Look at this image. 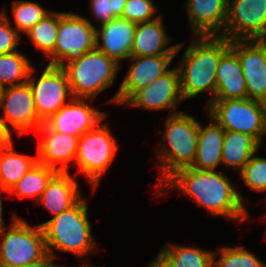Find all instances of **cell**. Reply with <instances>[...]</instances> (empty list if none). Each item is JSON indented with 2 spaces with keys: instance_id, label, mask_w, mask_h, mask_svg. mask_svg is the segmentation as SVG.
<instances>
[{
  "instance_id": "obj_5",
  "label": "cell",
  "mask_w": 266,
  "mask_h": 267,
  "mask_svg": "<svg viewBox=\"0 0 266 267\" xmlns=\"http://www.w3.org/2000/svg\"><path fill=\"white\" fill-rule=\"evenodd\" d=\"M120 66L96 47L63 69L74 98L93 99L114 84Z\"/></svg>"
},
{
  "instance_id": "obj_23",
  "label": "cell",
  "mask_w": 266,
  "mask_h": 267,
  "mask_svg": "<svg viewBox=\"0 0 266 267\" xmlns=\"http://www.w3.org/2000/svg\"><path fill=\"white\" fill-rule=\"evenodd\" d=\"M207 116L213 122L205 128L199 123L197 152L191 167L216 171L217 166L222 164L224 129L209 113Z\"/></svg>"
},
{
  "instance_id": "obj_6",
  "label": "cell",
  "mask_w": 266,
  "mask_h": 267,
  "mask_svg": "<svg viewBox=\"0 0 266 267\" xmlns=\"http://www.w3.org/2000/svg\"><path fill=\"white\" fill-rule=\"evenodd\" d=\"M0 242V267H24L48 254L41 227L14 214L9 231L0 230Z\"/></svg>"
},
{
  "instance_id": "obj_40",
  "label": "cell",
  "mask_w": 266,
  "mask_h": 267,
  "mask_svg": "<svg viewBox=\"0 0 266 267\" xmlns=\"http://www.w3.org/2000/svg\"><path fill=\"white\" fill-rule=\"evenodd\" d=\"M80 267V266H79ZM81 267H95V266H91V265H83Z\"/></svg>"
},
{
  "instance_id": "obj_3",
  "label": "cell",
  "mask_w": 266,
  "mask_h": 267,
  "mask_svg": "<svg viewBox=\"0 0 266 267\" xmlns=\"http://www.w3.org/2000/svg\"><path fill=\"white\" fill-rule=\"evenodd\" d=\"M87 204L82 198L75 206L38 225L43 231L47 252L53 257L54 248L79 258L95 251L97 245L94 246L91 234Z\"/></svg>"
},
{
  "instance_id": "obj_27",
  "label": "cell",
  "mask_w": 266,
  "mask_h": 267,
  "mask_svg": "<svg viewBox=\"0 0 266 267\" xmlns=\"http://www.w3.org/2000/svg\"><path fill=\"white\" fill-rule=\"evenodd\" d=\"M33 65L23 53L14 51L0 55V88L17 86L28 81Z\"/></svg>"
},
{
  "instance_id": "obj_28",
  "label": "cell",
  "mask_w": 266,
  "mask_h": 267,
  "mask_svg": "<svg viewBox=\"0 0 266 267\" xmlns=\"http://www.w3.org/2000/svg\"><path fill=\"white\" fill-rule=\"evenodd\" d=\"M174 264L175 267H213L214 251L198 247L169 245L161 250Z\"/></svg>"
},
{
  "instance_id": "obj_1",
  "label": "cell",
  "mask_w": 266,
  "mask_h": 267,
  "mask_svg": "<svg viewBox=\"0 0 266 267\" xmlns=\"http://www.w3.org/2000/svg\"><path fill=\"white\" fill-rule=\"evenodd\" d=\"M235 184L223 172L197 170L186 167L172 174L157 190L179 189L192 198L197 205L205 208L214 216H222L236 223L248 218L244 198ZM238 221V222H237Z\"/></svg>"
},
{
  "instance_id": "obj_29",
  "label": "cell",
  "mask_w": 266,
  "mask_h": 267,
  "mask_svg": "<svg viewBox=\"0 0 266 267\" xmlns=\"http://www.w3.org/2000/svg\"><path fill=\"white\" fill-rule=\"evenodd\" d=\"M58 23L59 12L53 11L25 33L36 48L45 53L46 57L54 51L58 34Z\"/></svg>"
},
{
  "instance_id": "obj_37",
  "label": "cell",
  "mask_w": 266,
  "mask_h": 267,
  "mask_svg": "<svg viewBox=\"0 0 266 267\" xmlns=\"http://www.w3.org/2000/svg\"><path fill=\"white\" fill-rule=\"evenodd\" d=\"M11 133L0 118V149L8 146L12 142Z\"/></svg>"
},
{
  "instance_id": "obj_11",
  "label": "cell",
  "mask_w": 266,
  "mask_h": 267,
  "mask_svg": "<svg viewBox=\"0 0 266 267\" xmlns=\"http://www.w3.org/2000/svg\"><path fill=\"white\" fill-rule=\"evenodd\" d=\"M34 72L35 68L32 67L27 82L32 89L39 119L44 123L65 104L70 102L67 101V97L71 99L74 97L63 68L47 65L37 82L33 75Z\"/></svg>"
},
{
  "instance_id": "obj_18",
  "label": "cell",
  "mask_w": 266,
  "mask_h": 267,
  "mask_svg": "<svg viewBox=\"0 0 266 267\" xmlns=\"http://www.w3.org/2000/svg\"><path fill=\"white\" fill-rule=\"evenodd\" d=\"M136 25L121 17L102 24L101 30L96 28V48L121 65L120 61L131 57Z\"/></svg>"
},
{
  "instance_id": "obj_32",
  "label": "cell",
  "mask_w": 266,
  "mask_h": 267,
  "mask_svg": "<svg viewBox=\"0 0 266 267\" xmlns=\"http://www.w3.org/2000/svg\"><path fill=\"white\" fill-rule=\"evenodd\" d=\"M243 183L254 191H266V158L252 156L240 171Z\"/></svg>"
},
{
  "instance_id": "obj_9",
  "label": "cell",
  "mask_w": 266,
  "mask_h": 267,
  "mask_svg": "<svg viewBox=\"0 0 266 267\" xmlns=\"http://www.w3.org/2000/svg\"><path fill=\"white\" fill-rule=\"evenodd\" d=\"M96 47V27L74 13L59 12L58 34L48 65L64 68ZM67 60V62H65Z\"/></svg>"
},
{
  "instance_id": "obj_20",
  "label": "cell",
  "mask_w": 266,
  "mask_h": 267,
  "mask_svg": "<svg viewBox=\"0 0 266 267\" xmlns=\"http://www.w3.org/2000/svg\"><path fill=\"white\" fill-rule=\"evenodd\" d=\"M163 17L138 23L132 45L131 56L177 55L184 44L168 46L171 42L163 25Z\"/></svg>"
},
{
  "instance_id": "obj_17",
  "label": "cell",
  "mask_w": 266,
  "mask_h": 267,
  "mask_svg": "<svg viewBox=\"0 0 266 267\" xmlns=\"http://www.w3.org/2000/svg\"><path fill=\"white\" fill-rule=\"evenodd\" d=\"M43 134L37 147V161L57 172H69V162L75 160L79 137L52 131L45 123L37 130Z\"/></svg>"
},
{
  "instance_id": "obj_2",
  "label": "cell",
  "mask_w": 266,
  "mask_h": 267,
  "mask_svg": "<svg viewBox=\"0 0 266 267\" xmlns=\"http://www.w3.org/2000/svg\"><path fill=\"white\" fill-rule=\"evenodd\" d=\"M229 48L230 41L221 36H197L192 41L177 67L183 100L194 99L205 90L213 94L208 103L214 100L217 66Z\"/></svg>"
},
{
  "instance_id": "obj_24",
  "label": "cell",
  "mask_w": 266,
  "mask_h": 267,
  "mask_svg": "<svg viewBox=\"0 0 266 267\" xmlns=\"http://www.w3.org/2000/svg\"><path fill=\"white\" fill-rule=\"evenodd\" d=\"M260 146L261 144L248 134L224 130L222 165L240 172Z\"/></svg>"
},
{
  "instance_id": "obj_14",
  "label": "cell",
  "mask_w": 266,
  "mask_h": 267,
  "mask_svg": "<svg viewBox=\"0 0 266 267\" xmlns=\"http://www.w3.org/2000/svg\"><path fill=\"white\" fill-rule=\"evenodd\" d=\"M176 55L131 56L129 70L119 87V91L108 103L124 104L136 91L148 86L167 73Z\"/></svg>"
},
{
  "instance_id": "obj_22",
  "label": "cell",
  "mask_w": 266,
  "mask_h": 267,
  "mask_svg": "<svg viewBox=\"0 0 266 267\" xmlns=\"http://www.w3.org/2000/svg\"><path fill=\"white\" fill-rule=\"evenodd\" d=\"M76 176L72 177L69 172H57L37 203L48 209L54 217L75 206L83 198Z\"/></svg>"
},
{
  "instance_id": "obj_36",
  "label": "cell",
  "mask_w": 266,
  "mask_h": 267,
  "mask_svg": "<svg viewBox=\"0 0 266 267\" xmlns=\"http://www.w3.org/2000/svg\"><path fill=\"white\" fill-rule=\"evenodd\" d=\"M148 267H175L172 261L160 250L156 259Z\"/></svg>"
},
{
  "instance_id": "obj_13",
  "label": "cell",
  "mask_w": 266,
  "mask_h": 267,
  "mask_svg": "<svg viewBox=\"0 0 266 267\" xmlns=\"http://www.w3.org/2000/svg\"><path fill=\"white\" fill-rule=\"evenodd\" d=\"M238 55L248 98L266 103V39L230 41Z\"/></svg>"
},
{
  "instance_id": "obj_34",
  "label": "cell",
  "mask_w": 266,
  "mask_h": 267,
  "mask_svg": "<svg viewBox=\"0 0 266 267\" xmlns=\"http://www.w3.org/2000/svg\"><path fill=\"white\" fill-rule=\"evenodd\" d=\"M128 0H90L91 14L101 25L120 17Z\"/></svg>"
},
{
  "instance_id": "obj_26",
  "label": "cell",
  "mask_w": 266,
  "mask_h": 267,
  "mask_svg": "<svg viewBox=\"0 0 266 267\" xmlns=\"http://www.w3.org/2000/svg\"><path fill=\"white\" fill-rule=\"evenodd\" d=\"M57 173L55 169L49 168L43 164L36 163L19 181L10 189L9 194H15L18 197H36L39 200L48 182Z\"/></svg>"
},
{
  "instance_id": "obj_30",
  "label": "cell",
  "mask_w": 266,
  "mask_h": 267,
  "mask_svg": "<svg viewBox=\"0 0 266 267\" xmlns=\"http://www.w3.org/2000/svg\"><path fill=\"white\" fill-rule=\"evenodd\" d=\"M51 12L41 5L31 1L17 0L13 3L12 14L14 16L15 29L20 33H26Z\"/></svg>"
},
{
  "instance_id": "obj_8",
  "label": "cell",
  "mask_w": 266,
  "mask_h": 267,
  "mask_svg": "<svg viewBox=\"0 0 266 267\" xmlns=\"http://www.w3.org/2000/svg\"><path fill=\"white\" fill-rule=\"evenodd\" d=\"M98 123L93 129L79 137L77 154L74 160L89 183L94 187L111 165L119 145L107 124Z\"/></svg>"
},
{
  "instance_id": "obj_7",
  "label": "cell",
  "mask_w": 266,
  "mask_h": 267,
  "mask_svg": "<svg viewBox=\"0 0 266 267\" xmlns=\"http://www.w3.org/2000/svg\"><path fill=\"white\" fill-rule=\"evenodd\" d=\"M206 108L224 130L248 134L261 144L266 134V103L250 98L213 100Z\"/></svg>"
},
{
  "instance_id": "obj_12",
  "label": "cell",
  "mask_w": 266,
  "mask_h": 267,
  "mask_svg": "<svg viewBox=\"0 0 266 267\" xmlns=\"http://www.w3.org/2000/svg\"><path fill=\"white\" fill-rule=\"evenodd\" d=\"M2 108L3 117L0 116V118L10 132L13 128L18 135H22L31 129L36 131L43 124L37 114L32 89L28 82L2 88L0 109Z\"/></svg>"
},
{
  "instance_id": "obj_35",
  "label": "cell",
  "mask_w": 266,
  "mask_h": 267,
  "mask_svg": "<svg viewBox=\"0 0 266 267\" xmlns=\"http://www.w3.org/2000/svg\"><path fill=\"white\" fill-rule=\"evenodd\" d=\"M20 33L12 27L9 17L4 10L0 13V55L11 53L17 50L20 43Z\"/></svg>"
},
{
  "instance_id": "obj_19",
  "label": "cell",
  "mask_w": 266,
  "mask_h": 267,
  "mask_svg": "<svg viewBox=\"0 0 266 267\" xmlns=\"http://www.w3.org/2000/svg\"><path fill=\"white\" fill-rule=\"evenodd\" d=\"M185 6L195 36H220L223 33L228 0H188Z\"/></svg>"
},
{
  "instance_id": "obj_16",
  "label": "cell",
  "mask_w": 266,
  "mask_h": 267,
  "mask_svg": "<svg viewBox=\"0 0 266 267\" xmlns=\"http://www.w3.org/2000/svg\"><path fill=\"white\" fill-rule=\"evenodd\" d=\"M86 100L73 98L44 123L55 132L80 137L93 129L105 117L106 113L94 109Z\"/></svg>"
},
{
  "instance_id": "obj_38",
  "label": "cell",
  "mask_w": 266,
  "mask_h": 267,
  "mask_svg": "<svg viewBox=\"0 0 266 267\" xmlns=\"http://www.w3.org/2000/svg\"><path fill=\"white\" fill-rule=\"evenodd\" d=\"M55 258L51 254H47L39 261L32 262L24 267H60L53 261Z\"/></svg>"
},
{
  "instance_id": "obj_21",
  "label": "cell",
  "mask_w": 266,
  "mask_h": 267,
  "mask_svg": "<svg viewBox=\"0 0 266 267\" xmlns=\"http://www.w3.org/2000/svg\"><path fill=\"white\" fill-rule=\"evenodd\" d=\"M246 98L248 93L241 63L238 55L229 48L217 66L214 100Z\"/></svg>"
},
{
  "instance_id": "obj_4",
  "label": "cell",
  "mask_w": 266,
  "mask_h": 267,
  "mask_svg": "<svg viewBox=\"0 0 266 267\" xmlns=\"http://www.w3.org/2000/svg\"><path fill=\"white\" fill-rule=\"evenodd\" d=\"M165 126L163 140L168 144L156 150L161 168L157 189L176 171L191 167L197 152L199 122L195 117L184 112L170 113Z\"/></svg>"
},
{
  "instance_id": "obj_10",
  "label": "cell",
  "mask_w": 266,
  "mask_h": 267,
  "mask_svg": "<svg viewBox=\"0 0 266 267\" xmlns=\"http://www.w3.org/2000/svg\"><path fill=\"white\" fill-rule=\"evenodd\" d=\"M229 41L266 39V0H228L223 33Z\"/></svg>"
},
{
  "instance_id": "obj_31",
  "label": "cell",
  "mask_w": 266,
  "mask_h": 267,
  "mask_svg": "<svg viewBox=\"0 0 266 267\" xmlns=\"http://www.w3.org/2000/svg\"><path fill=\"white\" fill-rule=\"evenodd\" d=\"M219 252V260L215 259L216 252L213 254V267H266V262L260 261L244 247H223Z\"/></svg>"
},
{
  "instance_id": "obj_39",
  "label": "cell",
  "mask_w": 266,
  "mask_h": 267,
  "mask_svg": "<svg viewBox=\"0 0 266 267\" xmlns=\"http://www.w3.org/2000/svg\"><path fill=\"white\" fill-rule=\"evenodd\" d=\"M2 193L3 192H1L0 191V230L5 226V222L3 221V207H2Z\"/></svg>"
},
{
  "instance_id": "obj_15",
  "label": "cell",
  "mask_w": 266,
  "mask_h": 267,
  "mask_svg": "<svg viewBox=\"0 0 266 267\" xmlns=\"http://www.w3.org/2000/svg\"><path fill=\"white\" fill-rule=\"evenodd\" d=\"M184 101L180 90L178 68L170 69L148 86L136 91L124 104L149 110L171 109L173 114L180 113L177 104Z\"/></svg>"
},
{
  "instance_id": "obj_25",
  "label": "cell",
  "mask_w": 266,
  "mask_h": 267,
  "mask_svg": "<svg viewBox=\"0 0 266 267\" xmlns=\"http://www.w3.org/2000/svg\"><path fill=\"white\" fill-rule=\"evenodd\" d=\"M37 156L17 154L13 143L0 149V191L6 192L20 180L36 163Z\"/></svg>"
},
{
  "instance_id": "obj_33",
  "label": "cell",
  "mask_w": 266,
  "mask_h": 267,
  "mask_svg": "<svg viewBox=\"0 0 266 267\" xmlns=\"http://www.w3.org/2000/svg\"><path fill=\"white\" fill-rule=\"evenodd\" d=\"M156 8L152 0H128L120 17L136 24L149 22L157 18Z\"/></svg>"
}]
</instances>
